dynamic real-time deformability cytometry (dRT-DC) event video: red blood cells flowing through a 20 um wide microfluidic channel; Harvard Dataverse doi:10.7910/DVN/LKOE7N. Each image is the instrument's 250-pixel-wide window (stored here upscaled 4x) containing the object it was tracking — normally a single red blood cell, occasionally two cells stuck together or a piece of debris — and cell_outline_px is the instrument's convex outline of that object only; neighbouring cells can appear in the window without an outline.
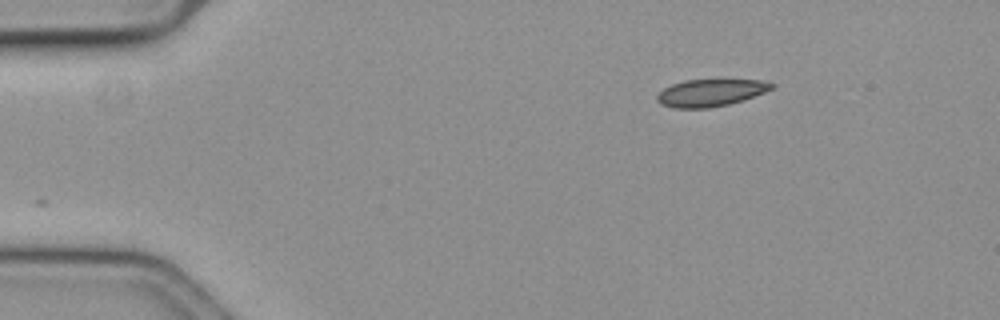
{"species": "common noctule bat (a hibernating species)", "species_latin": "Nyctalus noctula", "temperature_condition": "cold", "stored_images_in_passage": 51, "segment_of_instrument_passage": [1, 2], "camera_frame_rate_fps": 3000, "um_per_image_px": 0.085, "animal": {"sex": "female", "body_mass_g": 19.3, "forearm_length_mm": 54.1}, "frame": {"image": 1, "passage_image": 1, "time_ms": 0.0, "image_size_px": [1000, 320], "cell_outline_px": [[776, 84], [772, 88], [764, 92], [744, 100], [728, 104], [708, 108], [672, 108], [660, 104], [656, 100], [656, 96], [664, 88], [672, 84], [684, 80], [764, 80]], "centroid_in_image_um": [60.38, 7.89], "position_along_channel_um": 24.6, "area_um2": 18.15}}
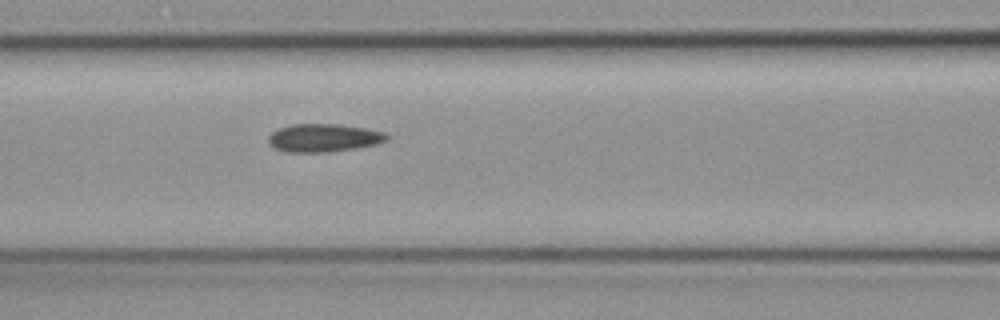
{"frame": {"image": 2, "passage_image": 17, "time_ms": 5.333, "image_size_px": [1000, 320], "cell_outline_px": [[388, 140], [376, 144], [356, 148], [328, 152], [284, 152], [268, 144], [268, 136], [272, 132], [280, 128], [292, 124], [340, 124], [364, 128], [384, 132], [388, 136]], "centroid_in_image_um": [27.49, 11.72], "position_along_channel_um": 139.1, "area_um2": 19.36}}
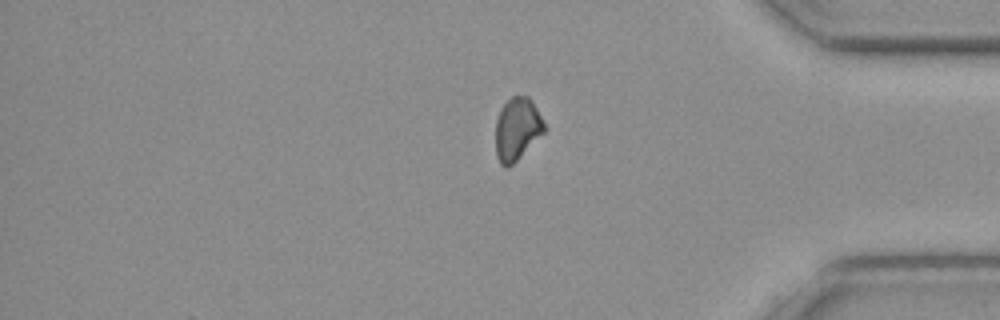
{"frame": {"image": 3, "passage_image": 40, "time_ms": 13.0, "image_size_px": [1000, 320], "cell_outline_px": [[548, 128], [508, 168], [504, 168], [500, 164], [496, 156], [496, 120], [500, 108], [512, 96], [528, 96], [532, 100]], "centroid_in_image_um": [43.96, 10.96], "position_along_channel_um": 391.2, "area_um2": 17.8}}